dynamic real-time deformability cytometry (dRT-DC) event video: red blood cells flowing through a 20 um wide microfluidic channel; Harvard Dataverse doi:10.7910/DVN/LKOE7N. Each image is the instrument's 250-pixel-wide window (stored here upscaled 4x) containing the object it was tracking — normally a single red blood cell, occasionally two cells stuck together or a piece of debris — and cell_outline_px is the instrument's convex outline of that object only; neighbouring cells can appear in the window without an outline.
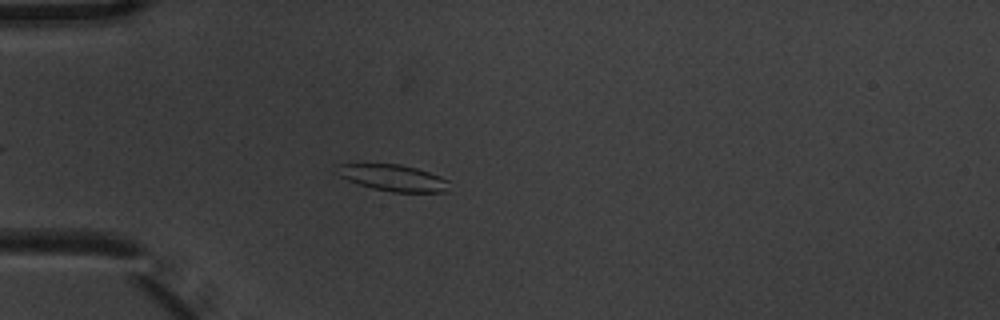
{"species": "common noctule bat (a hibernating species)", "species_latin": "Nyctalus noctula", "temperature_condition": "warm", "stored_images_in_passage": 3, "camera_frame_rate_fps": 3000, "um_per_image_px": 0.085, "animal": {"sex": "male", "body_mass_g": 20.1, "forearm_length_mm": 53.5}, "frame": {"image": 1, "passage_image": 3, "time_ms": 0.667, "image_size_px": [1000, 320], "cell_outline_px": [[448, 192], [392, 192], [372, 188], [348, 180], [340, 176], [336, 164], [400, 164], [416, 168], [440, 176], [448, 180]], "centroid_in_image_um": [33.45, 15.12], "position_along_channel_um": 51.6, "area_um2": 17.11}}